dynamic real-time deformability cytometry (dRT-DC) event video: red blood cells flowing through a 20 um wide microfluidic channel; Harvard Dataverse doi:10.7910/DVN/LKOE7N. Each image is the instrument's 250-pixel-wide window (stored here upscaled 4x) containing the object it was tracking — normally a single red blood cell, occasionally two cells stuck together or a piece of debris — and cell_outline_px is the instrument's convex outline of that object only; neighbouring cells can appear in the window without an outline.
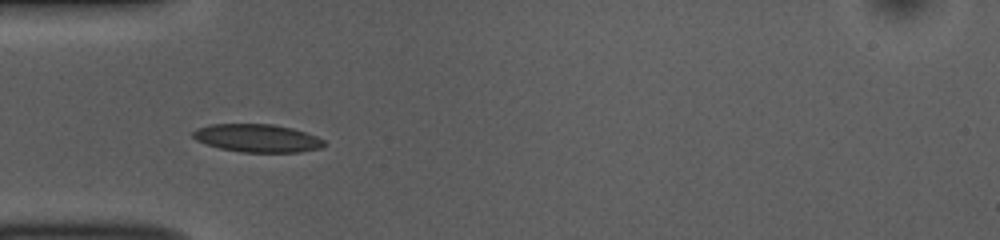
{"species": "common noctule bat (a hibernating species)", "species_latin": "Nyctalus noctula", "temperature_condition": "room temperature", "stored_images_in_passage": 37, "camera_frame_rate_fps": 3000, "um_per_image_px": 0.085, "animal": {"sex": "female", "body_mass_g": 10.0, "forearm_length_mm": 53.1}, "frame": {"image": 1, "passage_image": 1, "time_ms": 0.0, "image_size_px": [1000, 240], "cell_outline_px": [[324, 148], [300, 152], [240, 152], [220, 148], [196, 140], [192, 136], [192, 132], [196, 128], [212, 124], [272, 124], [292, 128], [316, 136], [324, 140]], "centroid_in_image_um": [21.88, 11.74], "position_along_channel_um": 63.1, "area_um2": 21.39}}
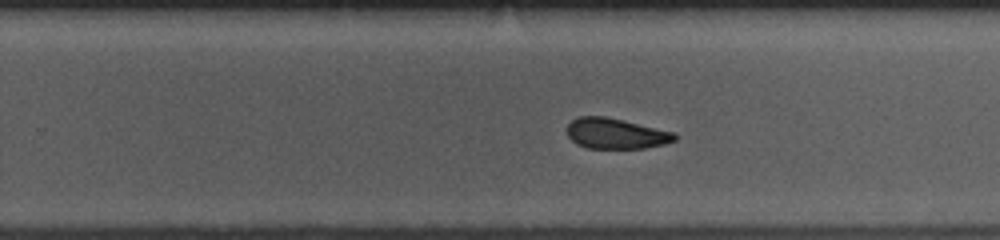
{"frame": {"image": 2, "passage_image": 18, "time_ms": 5.667, "image_size_px": [1000, 240], "cell_outline_px": [[680, 136], [676, 140], [664, 144], [644, 148], [588, 148], [576, 144], [568, 136], [568, 124], [572, 120], [580, 116], [604, 116], [624, 120], [676, 132]], "centroid_in_image_um": [52.4, 11.35], "position_along_channel_um": 277.4, "area_um2": 19.31}}
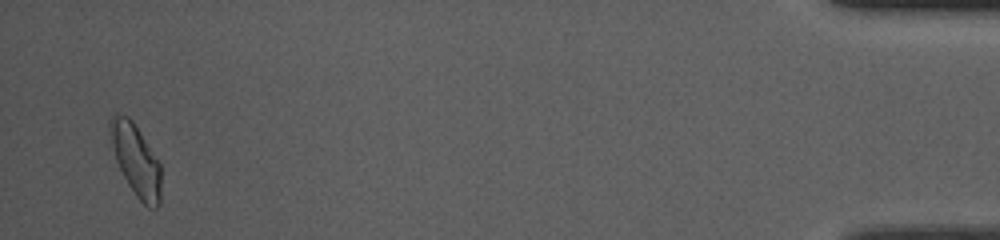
{"frame": {"image": 3, "passage_image": 36, "time_ms": 11.667, "image_size_px": [1000, 240], "cell_outline_px": [[160, 204], [156, 208], [148, 208], [136, 196], [128, 184], [116, 160], [112, 148], [108, 128], [108, 120], [116, 112], [128, 116], [132, 120], [140, 132], [160, 164]], "centroid_in_image_um": [11.52, 13.57], "position_along_channel_um": 423.7, "area_um2": 21.15}, "authors_computed_cell_mechanics": {"area_um2": 20.4612, "velocity_mm_per_s": 3.8028, "shape_relaxation_time_tau1_ms": 4.5744, "shape_relaxation_time_tau2_ms": 2.8502, "deformation_change_tau1": 0.1154, "deformation_change_tau2": 0.0956}}